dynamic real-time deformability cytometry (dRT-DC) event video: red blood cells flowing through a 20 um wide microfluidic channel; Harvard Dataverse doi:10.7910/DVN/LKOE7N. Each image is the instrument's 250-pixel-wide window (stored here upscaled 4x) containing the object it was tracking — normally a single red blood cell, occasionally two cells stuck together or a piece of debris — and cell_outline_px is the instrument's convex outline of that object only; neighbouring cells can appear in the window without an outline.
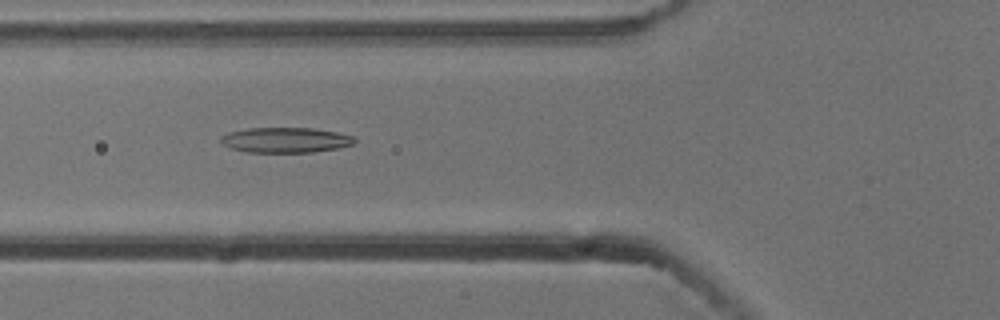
{"species": "common noctule bat (a hibernating species)", "species_latin": "Nyctalus noctula", "temperature_condition": "cold", "stored_images_in_passage": 6, "camera_frame_rate_fps": 3000, "um_per_image_px": 0.085, "animal": {"sex": "male", "body_mass_g": 13.3}, "frame": {"image": 1, "passage_image": 6, "time_ms": 1.667, "image_size_px": [1000, 320], "cell_outline_px": [[356, 140], [352, 144], [340, 148], [312, 152], [248, 152], [232, 148], [224, 144], [220, 140], [220, 136], [228, 132], [248, 128], [312, 128], [336, 132], [352, 136]], "centroid_in_image_um": [24.26, 11.9], "position_along_channel_um": 101.5, "area_um2": 19.54}}